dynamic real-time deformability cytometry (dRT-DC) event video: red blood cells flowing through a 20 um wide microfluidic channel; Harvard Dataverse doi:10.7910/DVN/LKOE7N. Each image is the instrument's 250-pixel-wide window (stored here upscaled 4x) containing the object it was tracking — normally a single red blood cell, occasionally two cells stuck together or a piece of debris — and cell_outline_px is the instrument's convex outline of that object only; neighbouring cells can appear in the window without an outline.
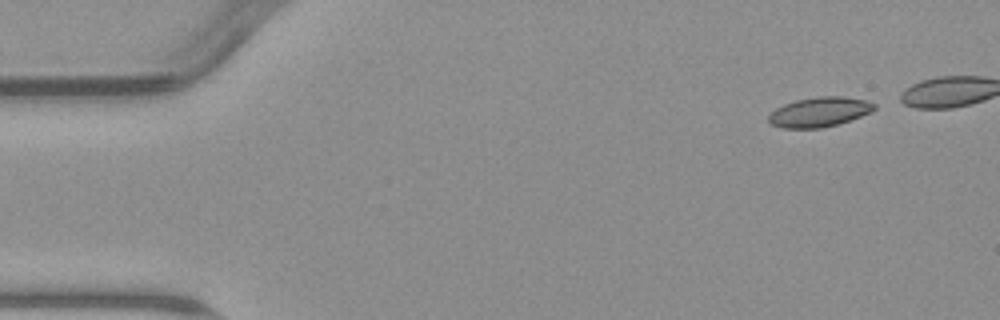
{"species": "common noctule bat (a hibernating species)", "species_latin": "Nyctalus noctula", "temperature_condition": "warm", "stored_images_in_passage": 5, "camera_frame_rate_fps": 3000, "um_per_image_px": 0.085, "animal": {"sex": "male", "body_mass_g": 23.1, "forearm_length_mm": 52.7}, "frame": {"image": 1, "passage_image": 1, "time_ms": 0.0, "image_size_px": [1000, 320], "cell_outline_px": [[876, 108], [860, 116], [836, 124], [820, 128], [780, 128], [772, 124], [768, 120], [768, 116], [776, 108], [784, 104], [796, 100], [820, 96], [844, 96], [868, 100], [876, 104]], "centroid_in_image_um": [69.64, 9.51], "position_along_channel_um": 15.4, "area_um2": 18.15}}